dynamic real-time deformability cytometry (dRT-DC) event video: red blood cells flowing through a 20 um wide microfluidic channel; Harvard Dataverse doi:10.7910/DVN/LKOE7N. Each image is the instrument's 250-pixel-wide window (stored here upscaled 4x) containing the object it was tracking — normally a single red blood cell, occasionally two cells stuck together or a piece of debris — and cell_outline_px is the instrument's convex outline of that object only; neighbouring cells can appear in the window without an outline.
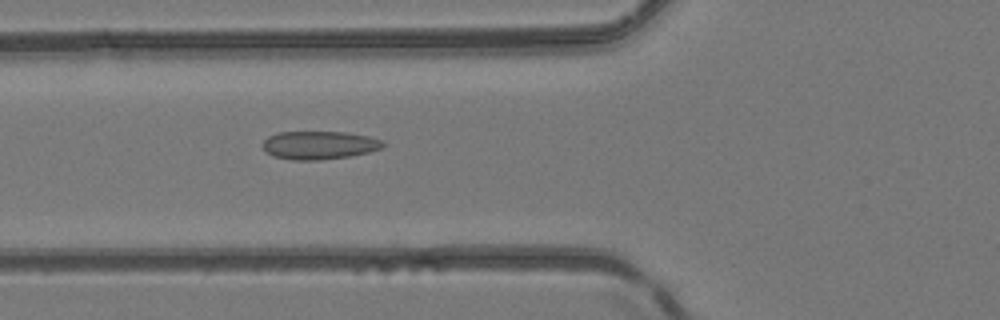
{"species": "common noctule bat (a hibernating species)", "species_latin": "Nyctalus noctula", "temperature_condition": "room temperature", "stored_images_in_passage": 47, "camera_frame_rate_fps": 3000, "um_per_image_px": 0.085, "animal": {"sex": "female", "body_mass_g": 24.6, "forearm_length_mm": 56.2}, "frame": {"image": 1, "passage_image": 20, "time_ms": 6.333, "image_size_px": [1000, 320], "cell_outline_px": [[388, 144], [380, 148], [368, 152], [352, 156], [320, 160], [292, 160], [272, 156], [260, 144], [268, 136], [276, 132], [344, 132], [368, 136], [384, 140]], "centroid_in_image_um": [27.14, 12.34], "position_along_channel_um": 98.7, "area_um2": 20.0}}
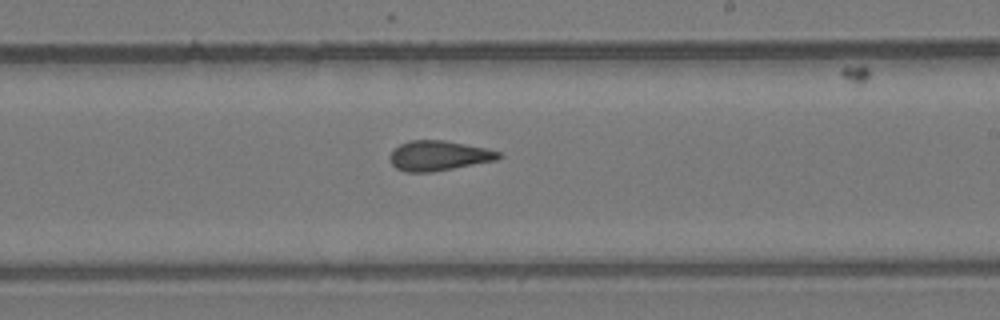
{"frame": {"image": 2, "passage_image": 31, "time_ms": 10.0, "image_size_px": [1000, 320], "cell_outline_px": [[504, 156], [496, 160], [432, 172], [404, 172], [396, 168], [392, 164], [388, 156], [400, 144], [412, 140], [444, 140], [488, 148], [500, 152]], "centroid_in_image_um": [37.3, 13.23], "position_along_channel_um": 251.7, "area_um2": 19.02}}
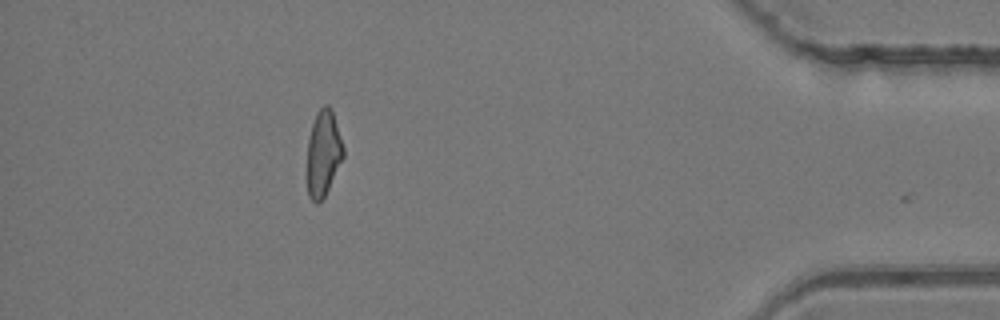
{"frame": {"image": 3, "passage_image": 46, "time_ms": 15.0, "image_size_px": [1000, 320], "cell_outline_px": [[344, 156], [324, 196], [316, 204], [308, 196], [308, 136], [316, 112], [324, 104], [328, 104], [332, 108], [344, 148]], "centroid_in_image_um": [27.49, 12.97], "position_along_channel_um": 407.7, "area_um2": 17.98}, "authors_computed_cell_mechanics": {"area_um2": 19.4208, "velocity_mm_per_s": 4.151, "shape_relaxation_time_tau1_ms": null, "shape_relaxation_time_tau2_ms": 1.7825, "deformation_change_tau1": null, "deformation_change_tau2": 0.0847}}